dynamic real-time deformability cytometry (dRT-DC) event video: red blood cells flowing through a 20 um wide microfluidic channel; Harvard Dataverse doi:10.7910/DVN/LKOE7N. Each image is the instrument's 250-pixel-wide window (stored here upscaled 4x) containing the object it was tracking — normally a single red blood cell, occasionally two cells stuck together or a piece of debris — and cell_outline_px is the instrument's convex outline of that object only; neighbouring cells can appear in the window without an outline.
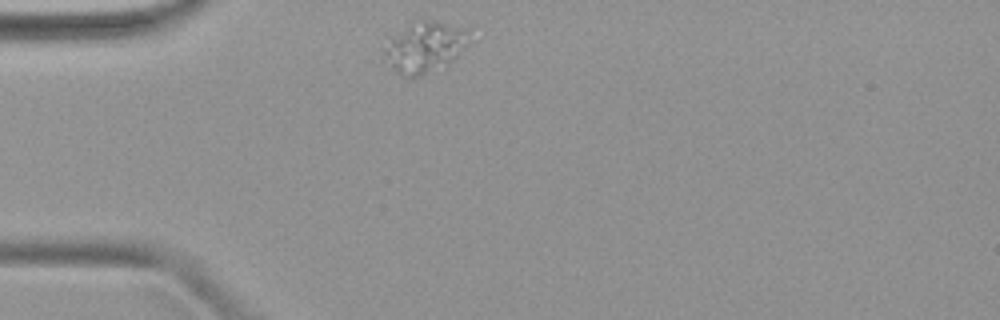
{"species": "common noctule bat (a hibernating species)", "species_latin": "Nyctalus noctula", "temperature_condition": "warm", "stored_images_in_passage": 38, "camera_frame_rate_fps": 3000, "um_per_image_px": 0.085, "animal": {"sex": "female", "body_mass_g": 19.9}, "frame": {"image": 1, "passage_image": 1, "time_ms": 0.0, "image_size_px": [1000, 320], "cell_outline_px": [[476, 40], [448, 64], [420, 76], [412, 76], [396, 72], [392, 68], [384, 56], [384, 48], [392, 40], [420, 16], [468, 28]], "centroid_in_image_um": [36.28, 3.95], "position_along_channel_um": 48.7, "area_um2": 25.43}}
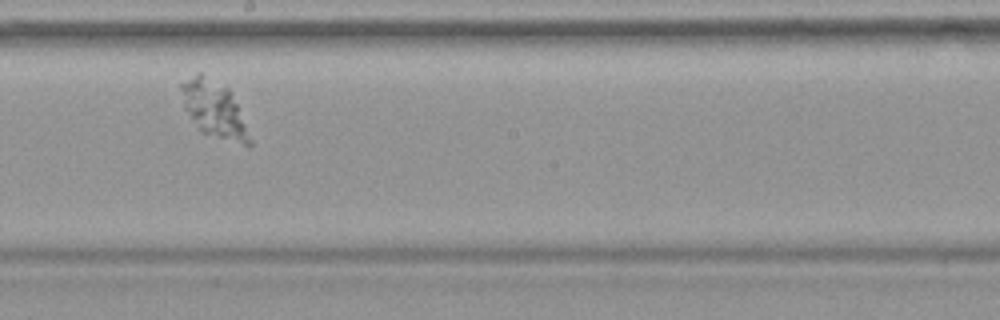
{"frame": {"image": 2, "passage_image": 16, "time_ms": 5.0, "image_size_px": [1000, 320], "cell_outline_px": [[252, 144], [248, 148], [200, 132], [184, 108], [180, 88], [180, 84], [196, 72], [200, 72], [228, 88], [236, 104], [252, 140]], "centroid_in_image_um": [18.19, 9.33], "position_along_channel_um": 230.0, "area_um2": 22.54}}
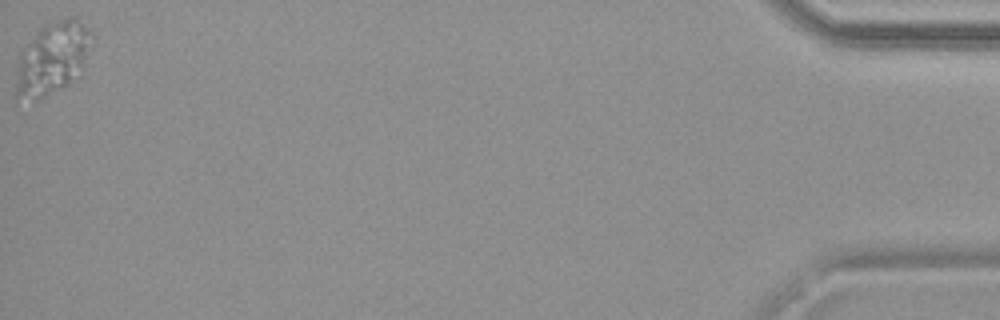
{"frame": {"image": 3, "passage_image": 38, "time_ms": 12.333, "image_size_px": [1000, 320], "cell_outline_px": [[84, 44], [80, 64], [68, 84], [40, 96], [16, 96], [16, 88], [20, 56], [24, 48], [36, 32], [40, 28], [56, 20], [68, 20], [80, 24], [84, 28]], "centroid_in_image_um": [4.28, 4.97], "position_along_channel_um": 430.9, "area_um2": 27.74}}